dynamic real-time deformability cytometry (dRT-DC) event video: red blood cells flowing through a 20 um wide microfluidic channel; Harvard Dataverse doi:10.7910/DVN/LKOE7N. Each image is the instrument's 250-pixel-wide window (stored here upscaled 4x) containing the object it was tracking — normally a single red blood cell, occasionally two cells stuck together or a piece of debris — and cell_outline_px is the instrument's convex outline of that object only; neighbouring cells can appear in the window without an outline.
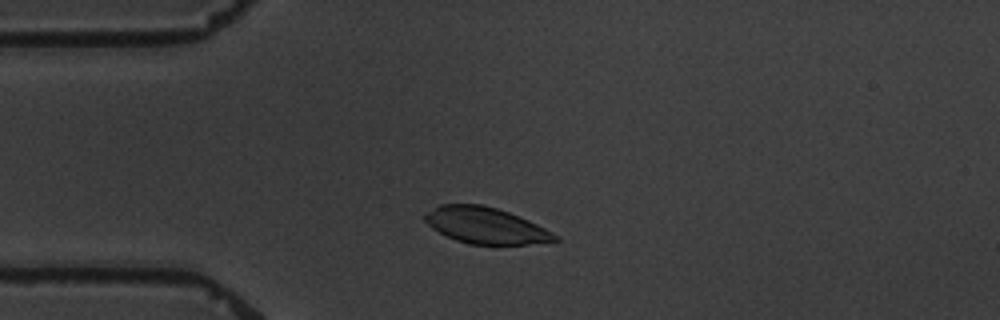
{"species": "common noctule bat (a hibernating species)", "species_latin": "Nyctalus noctula", "temperature_condition": "warm", "stored_images_in_passage": 10, "camera_frame_rate_fps": 3000, "um_per_image_px": 0.085, "animal": {"sex": "male", "body_mass_g": 19.5, "forearm_length_mm": 54.6}, "frame": {"image": 1, "passage_image": 3, "time_ms": 2.333, "image_size_px": [1000, 320], "cell_outline_px": [[560, 240], [496, 248], [468, 244], [456, 240], [432, 228], [424, 220], [424, 212], [440, 204], [484, 204], [508, 212], [528, 220], [560, 236]], "centroid_in_image_um": [41.29, 19.21], "position_along_channel_um": 43.7, "area_um2": 28.21}}
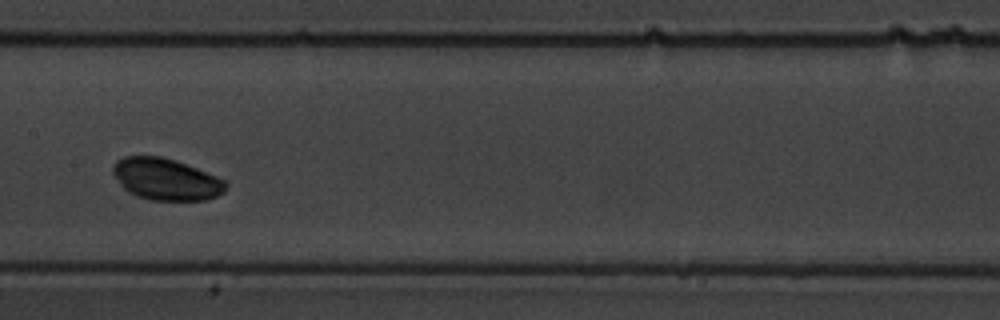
{"frame": {"image": 2, "passage_image": 7, "time_ms": 7.333, "image_size_px": [1000, 320], "cell_outline_px": [[228, 184], [224, 192], [216, 196], [204, 200], [152, 200], [136, 196], [128, 192], [120, 184], [112, 172], [112, 168], [116, 160], [124, 156], [160, 156], [176, 160], [228, 180]], "centroid_in_image_um": [14.13, 15.23], "position_along_channel_um": 193.3, "area_um2": 27.63}}
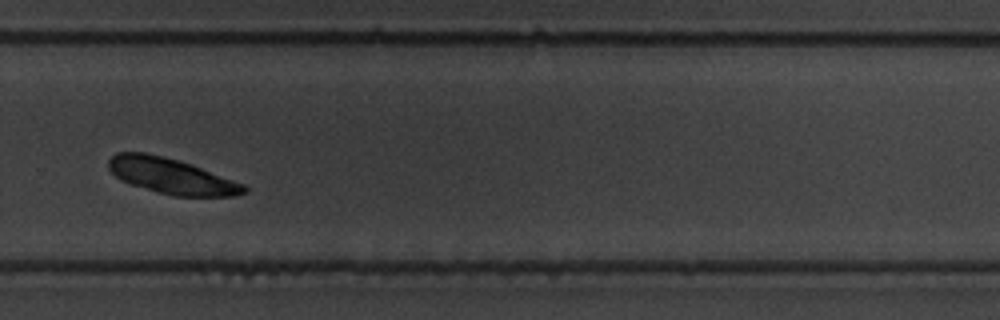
{"frame": {"image": 3, "passage_image": 10, "time_ms": 11.0, "image_size_px": [1000, 320], "cell_outline_px": [[248, 192], [236, 196], [176, 196], [160, 192], [132, 184], [120, 180], [108, 168], [108, 160], [116, 152], [144, 152], [164, 156], [180, 160], [192, 164], [244, 184], [248, 188]], "centroid_in_image_um": [14.59, 14.95], "position_along_channel_um": 315.2, "area_um2": 28.03}}